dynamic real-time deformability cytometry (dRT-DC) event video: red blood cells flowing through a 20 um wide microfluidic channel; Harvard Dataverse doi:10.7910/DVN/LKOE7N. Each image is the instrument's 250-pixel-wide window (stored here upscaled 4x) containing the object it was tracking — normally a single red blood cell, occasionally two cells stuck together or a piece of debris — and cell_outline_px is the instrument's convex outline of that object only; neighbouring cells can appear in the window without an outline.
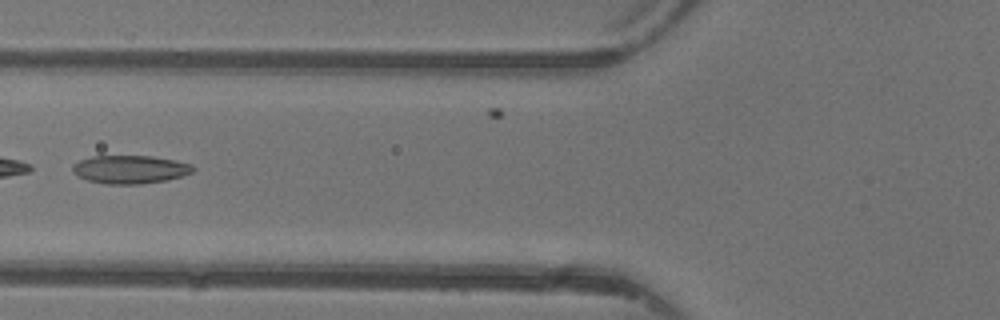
{"species": "common noctule bat (a hibernating species)", "species_latin": "Nyctalus noctula", "temperature_condition": "warm", "stored_images_in_passage": 5, "camera_frame_rate_fps": 3000, "um_per_image_px": 0.085, "animal": {"sex": "female"}, "frame": {"image": 1, "passage_image": 5, "time_ms": 5.667, "image_size_px": [1000, 320], "cell_outline_px": [[196, 168], [192, 172], [168, 180], [140, 184], [104, 184], [88, 180], [80, 176], [72, 168], [72, 164], [80, 160], [92, 156], [152, 156], [176, 160], [192, 164]], "centroid_in_image_um": [11.09, 14.39], "position_along_channel_um": 114.7, "area_um2": 19.77}}